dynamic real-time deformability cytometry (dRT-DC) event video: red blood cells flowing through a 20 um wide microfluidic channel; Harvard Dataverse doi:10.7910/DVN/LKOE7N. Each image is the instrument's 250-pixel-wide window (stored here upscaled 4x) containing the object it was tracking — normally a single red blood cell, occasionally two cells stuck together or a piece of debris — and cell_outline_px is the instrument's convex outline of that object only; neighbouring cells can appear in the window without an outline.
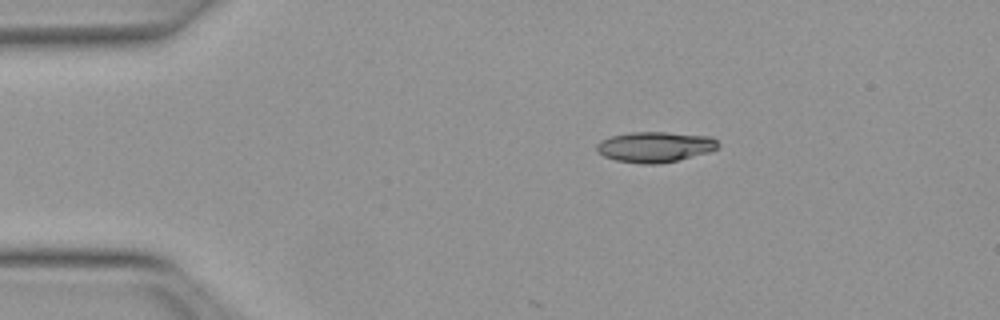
{"species": "Egyptian fruit bat (a non-hibernating species)", "species_latin": "Rousettus aegyptiacus", "temperature_condition": "warm", "stored_images_in_passage": 3, "camera_frame_rate_fps": 3000, "um_per_image_px": 0.085, "animal": {"sex": "female"}, "frame": {"image": 1, "passage_image": 1, "time_ms": 0.0, "image_size_px": [1000, 320], "cell_outline_px": [[720, 144], [716, 148], [708, 152], [660, 164], [640, 164], [616, 160], [604, 156], [596, 152], [596, 144], [600, 140], [612, 136], [632, 132], [668, 132], [712, 136]], "centroid_in_image_um": [55.65, 12.48], "position_along_channel_um": 29.3, "area_um2": 21.62}}